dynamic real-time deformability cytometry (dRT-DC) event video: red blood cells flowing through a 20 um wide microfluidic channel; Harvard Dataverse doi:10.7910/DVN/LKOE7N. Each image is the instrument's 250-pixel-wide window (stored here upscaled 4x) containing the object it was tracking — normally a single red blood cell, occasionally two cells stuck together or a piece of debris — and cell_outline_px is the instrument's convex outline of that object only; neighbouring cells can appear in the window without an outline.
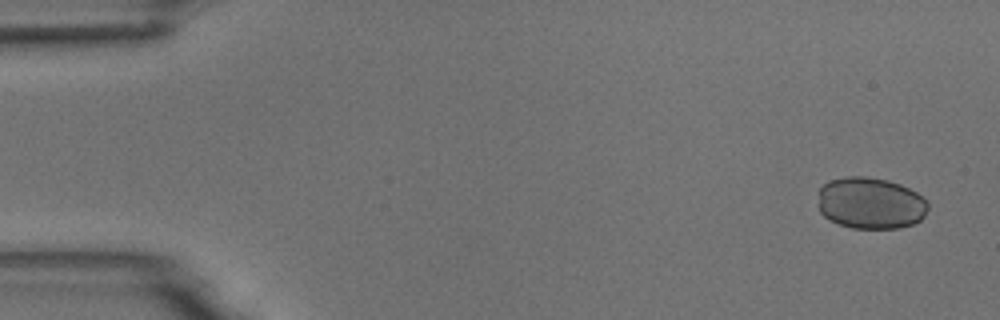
{"species": "common noctule bat (a hibernating species)", "species_latin": "Nyctalus noctula", "temperature_condition": "room temperature", "stored_images_in_passage": 5, "camera_frame_rate_fps": 3000, "um_per_image_px": 0.085, "animal": {"sex": "male", "body_mass_g": 18.8}, "frame": {"image": 1, "passage_image": 1, "time_ms": 0.0, "image_size_px": [1000, 320], "cell_outline_px": [[928, 208], [924, 216], [920, 220], [912, 224], [900, 228], [852, 228], [840, 224], [824, 216], [820, 212], [820, 188], [828, 180], [848, 176], [864, 176], [888, 180], [900, 184], [916, 192], [928, 204]], "centroid_in_image_um": [74.0, 17.26], "position_along_channel_um": 11.0, "area_um2": 32.89}}